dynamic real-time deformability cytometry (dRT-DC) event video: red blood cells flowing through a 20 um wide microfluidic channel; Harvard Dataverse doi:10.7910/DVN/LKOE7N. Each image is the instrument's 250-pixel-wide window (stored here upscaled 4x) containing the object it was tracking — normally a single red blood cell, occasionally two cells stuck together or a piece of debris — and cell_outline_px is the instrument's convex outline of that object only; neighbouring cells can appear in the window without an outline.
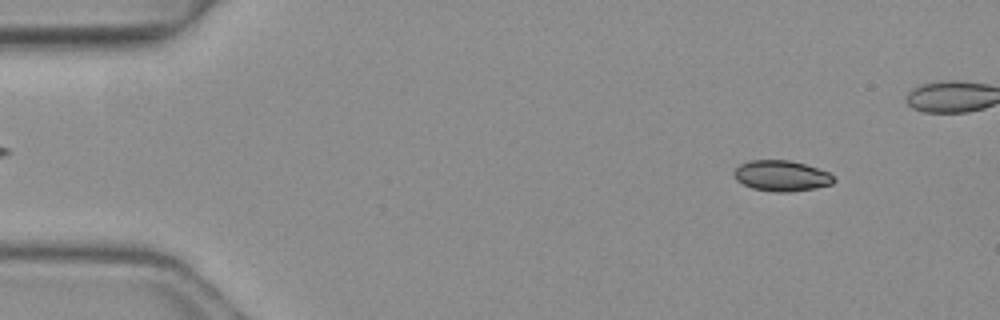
{"species": "common noctule bat (a hibernating species)", "species_latin": "Nyctalus noctula", "temperature_condition": "warm", "stored_images_in_passage": 5, "camera_frame_rate_fps": 3000, "um_per_image_px": 0.085, "animal": {"sex": "female", "body_mass_g": 19.3, "forearm_length_mm": 54.1}, "frame": {"image": 1, "passage_image": 1, "time_ms": 0.0, "image_size_px": [1000, 320], "cell_outline_px": [[836, 180], [832, 184], [816, 188], [792, 192], [776, 192], [752, 188], [736, 180], [732, 172], [740, 164], [748, 160], [788, 160], [804, 164], [828, 172]], "centroid_in_image_um": [66.4, 14.95], "position_along_channel_um": 18.6, "area_um2": 17.86}}
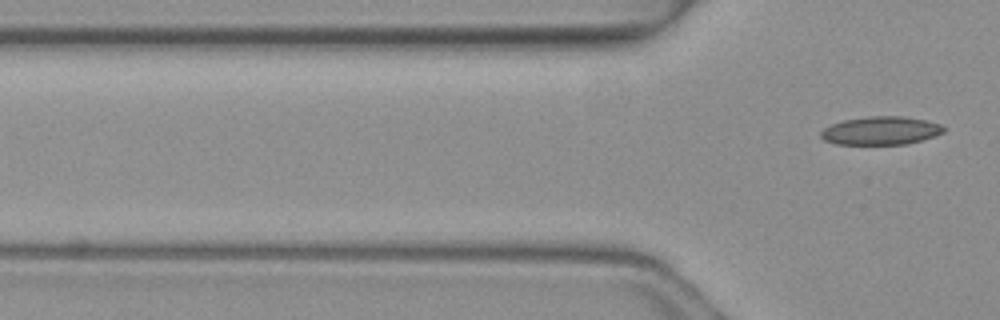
{"frame": {"image": 2, "passage_image": 5, "time_ms": 1.333, "image_size_px": [1000, 320], "cell_outline_px": [[944, 132], [920, 140], [904, 144], [836, 144], [824, 140], [820, 136], [820, 132], [824, 128], [832, 124], [844, 120], [872, 116], [904, 116], [924, 120], [940, 124], [944, 128]], "centroid_in_image_um": [74.83, 11.1], "position_along_channel_um": 51.0, "area_um2": 19.94}}